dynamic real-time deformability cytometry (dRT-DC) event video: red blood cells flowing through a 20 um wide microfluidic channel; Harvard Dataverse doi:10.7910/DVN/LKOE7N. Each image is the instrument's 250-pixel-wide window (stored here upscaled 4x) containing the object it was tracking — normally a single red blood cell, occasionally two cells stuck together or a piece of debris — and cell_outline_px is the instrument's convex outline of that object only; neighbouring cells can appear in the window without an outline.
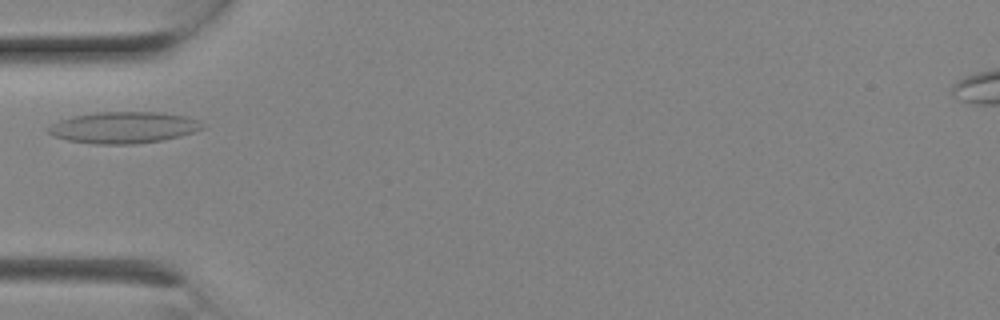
{"species": "Egyptian fruit bat (a non-hibernating species)", "species_latin": "Rousettus aegyptiacus", "temperature_condition": "room temperature", "stored_images_in_passage": 3, "camera_frame_rate_fps": 3000, "um_per_image_px": 0.085, "animal": {"sex": "female"}, "frame": {"image": 1, "passage_image": 1, "time_ms": 0.0, "image_size_px": [1000, 320], "cell_outline_px": [[204, 128], [180, 136], [160, 140], [132, 144], [92, 144], [68, 140], [52, 136], [48, 132], [48, 128], [52, 124], [60, 120], [72, 116], [96, 112], [156, 112], [184, 116], [196, 120], [204, 124]], "centroid_in_image_um": [10.46, 10.84], "position_along_channel_um": 74.5, "area_um2": 28.03}}
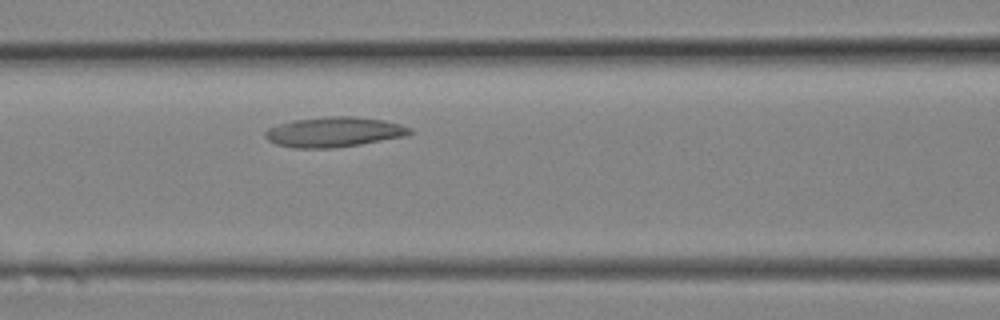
{"frame": {"image": 2, "passage_image": 3, "time_ms": 0.667, "image_size_px": [1000, 320], "cell_outline_px": [[412, 132], [404, 136], [360, 144], [332, 148], [292, 148], [276, 144], [268, 140], [264, 136], [264, 132], [268, 128], [276, 124], [292, 120], [328, 116], [356, 116], [384, 120], [400, 124], [412, 128]], "centroid_in_image_um": [28.35, 11.21], "position_along_channel_um": 138.3, "area_um2": 25.43}}